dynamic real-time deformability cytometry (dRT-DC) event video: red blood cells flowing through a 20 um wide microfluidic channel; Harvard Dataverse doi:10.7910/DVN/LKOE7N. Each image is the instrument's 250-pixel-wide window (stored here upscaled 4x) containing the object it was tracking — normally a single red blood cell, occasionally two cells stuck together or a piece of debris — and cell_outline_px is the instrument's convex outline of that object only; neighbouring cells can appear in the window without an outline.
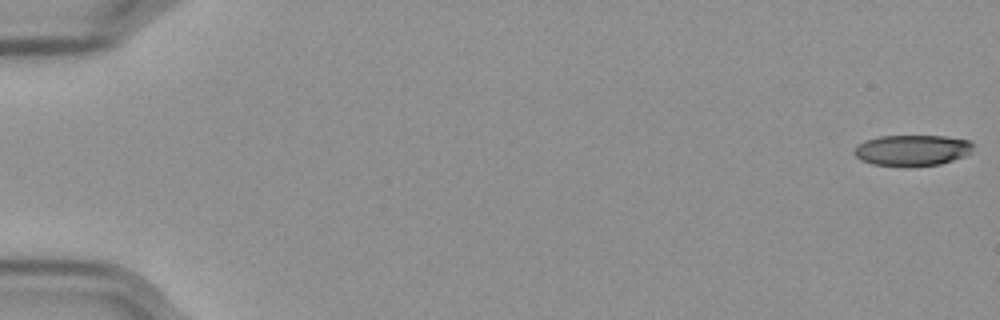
{"species": "Egyptian fruit bat (a non-hibernating species)", "species_latin": "Rousettus aegyptiacus", "temperature_condition": "cold", "stored_images_in_passage": 9, "camera_frame_rate_fps": 3000, "um_per_image_px": 0.085, "frame": {"image": 1, "passage_image": 1, "time_ms": 0.0, "image_size_px": [1000, 320], "cell_outline_px": [[976, 144], [972, 152], [964, 156], [940, 164], [912, 168], [900, 168], [872, 164], [860, 160], [852, 152], [864, 140], [880, 136], [944, 136], [972, 140]], "centroid_in_image_um": [77.57, 12.8], "position_along_channel_um": 7.4, "area_um2": 22.2}}